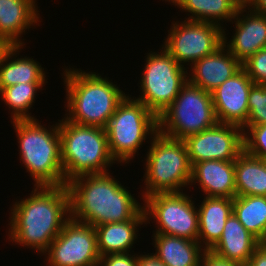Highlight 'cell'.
<instances>
[{
	"label": "cell",
	"instance_id": "1",
	"mask_svg": "<svg viewBox=\"0 0 266 266\" xmlns=\"http://www.w3.org/2000/svg\"><path fill=\"white\" fill-rule=\"evenodd\" d=\"M33 189L12 206L8 239L44 255L70 219V194L66 185Z\"/></svg>",
	"mask_w": 266,
	"mask_h": 266
},
{
	"label": "cell",
	"instance_id": "2",
	"mask_svg": "<svg viewBox=\"0 0 266 266\" xmlns=\"http://www.w3.org/2000/svg\"><path fill=\"white\" fill-rule=\"evenodd\" d=\"M115 179L107 172L68 181L70 217L93 227L132 220L143 206Z\"/></svg>",
	"mask_w": 266,
	"mask_h": 266
},
{
	"label": "cell",
	"instance_id": "3",
	"mask_svg": "<svg viewBox=\"0 0 266 266\" xmlns=\"http://www.w3.org/2000/svg\"><path fill=\"white\" fill-rule=\"evenodd\" d=\"M79 70L67 68L63 73L68 112L64 118L82 126L106 128L126 94L108 78Z\"/></svg>",
	"mask_w": 266,
	"mask_h": 266
},
{
	"label": "cell",
	"instance_id": "4",
	"mask_svg": "<svg viewBox=\"0 0 266 266\" xmlns=\"http://www.w3.org/2000/svg\"><path fill=\"white\" fill-rule=\"evenodd\" d=\"M15 120L20 160L38 186H64L59 123L48 130L39 120Z\"/></svg>",
	"mask_w": 266,
	"mask_h": 266
},
{
	"label": "cell",
	"instance_id": "5",
	"mask_svg": "<svg viewBox=\"0 0 266 266\" xmlns=\"http://www.w3.org/2000/svg\"><path fill=\"white\" fill-rule=\"evenodd\" d=\"M61 160L67 183L88 174L107 173L113 163L105 128L82 126L65 118L59 120Z\"/></svg>",
	"mask_w": 266,
	"mask_h": 266
},
{
	"label": "cell",
	"instance_id": "6",
	"mask_svg": "<svg viewBox=\"0 0 266 266\" xmlns=\"http://www.w3.org/2000/svg\"><path fill=\"white\" fill-rule=\"evenodd\" d=\"M145 163L146 198L156 193L181 192L190 185L192 165L183 140L171 138L159 131L151 138Z\"/></svg>",
	"mask_w": 266,
	"mask_h": 266
},
{
	"label": "cell",
	"instance_id": "7",
	"mask_svg": "<svg viewBox=\"0 0 266 266\" xmlns=\"http://www.w3.org/2000/svg\"><path fill=\"white\" fill-rule=\"evenodd\" d=\"M105 129L112 158L129 164L147 136L152 138L158 132V117L144 103L127 95Z\"/></svg>",
	"mask_w": 266,
	"mask_h": 266
},
{
	"label": "cell",
	"instance_id": "8",
	"mask_svg": "<svg viewBox=\"0 0 266 266\" xmlns=\"http://www.w3.org/2000/svg\"><path fill=\"white\" fill-rule=\"evenodd\" d=\"M216 123L212 94L187 82L172 104L158 117V131L184 140Z\"/></svg>",
	"mask_w": 266,
	"mask_h": 266
},
{
	"label": "cell",
	"instance_id": "9",
	"mask_svg": "<svg viewBox=\"0 0 266 266\" xmlns=\"http://www.w3.org/2000/svg\"><path fill=\"white\" fill-rule=\"evenodd\" d=\"M144 68L139 83L141 96L135 99L159 117L188 82V72L163 47L158 53H148Z\"/></svg>",
	"mask_w": 266,
	"mask_h": 266
},
{
	"label": "cell",
	"instance_id": "10",
	"mask_svg": "<svg viewBox=\"0 0 266 266\" xmlns=\"http://www.w3.org/2000/svg\"><path fill=\"white\" fill-rule=\"evenodd\" d=\"M143 200L146 223L155 219V233L198 241V208L186 193H156Z\"/></svg>",
	"mask_w": 266,
	"mask_h": 266
},
{
	"label": "cell",
	"instance_id": "11",
	"mask_svg": "<svg viewBox=\"0 0 266 266\" xmlns=\"http://www.w3.org/2000/svg\"><path fill=\"white\" fill-rule=\"evenodd\" d=\"M178 23H172L162 47L182 67L187 62L193 65L223 44V28L218 25L191 20Z\"/></svg>",
	"mask_w": 266,
	"mask_h": 266
},
{
	"label": "cell",
	"instance_id": "12",
	"mask_svg": "<svg viewBox=\"0 0 266 266\" xmlns=\"http://www.w3.org/2000/svg\"><path fill=\"white\" fill-rule=\"evenodd\" d=\"M46 252L48 266H98L95 227L70 217Z\"/></svg>",
	"mask_w": 266,
	"mask_h": 266
},
{
	"label": "cell",
	"instance_id": "13",
	"mask_svg": "<svg viewBox=\"0 0 266 266\" xmlns=\"http://www.w3.org/2000/svg\"><path fill=\"white\" fill-rule=\"evenodd\" d=\"M243 129L239 126L216 123L183 141L191 165L204 160L235 161L244 151Z\"/></svg>",
	"mask_w": 266,
	"mask_h": 266
},
{
	"label": "cell",
	"instance_id": "14",
	"mask_svg": "<svg viewBox=\"0 0 266 266\" xmlns=\"http://www.w3.org/2000/svg\"><path fill=\"white\" fill-rule=\"evenodd\" d=\"M253 85L246 71L241 68L211 92L218 123L232 124L241 128L247 123L248 95Z\"/></svg>",
	"mask_w": 266,
	"mask_h": 266
},
{
	"label": "cell",
	"instance_id": "15",
	"mask_svg": "<svg viewBox=\"0 0 266 266\" xmlns=\"http://www.w3.org/2000/svg\"><path fill=\"white\" fill-rule=\"evenodd\" d=\"M249 7L248 5H241L238 8L236 16L233 18L236 22L235 33L229 42H227L223 29L224 46L241 64L257 51L265 49L266 46V16L255 12L251 6Z\"/></svg>",
	"mask_w": 266,
	"mask_h": 266
},
{
	"label": "cell",
	"instance_id": "16",
	"mask_svg": "<svg viewBox=\"0 0 266 266\" xmlns=\"http://www.w3.org/2000/svg\"><path fill=\"white\" fill-rule=\"evenodd\" d=\"M242 68V64L222 44L208 56L191 65L188 82L212 92Z\"/></svg>",
	"mask_w": 266,
	"mask_h": 266
},
{
	"label": "cell",
	"instance_id": "17",
	"mask_svg": "<svg viewBox=\"0 0 266 266\" xmlns=\"http://www.w3.org/2000/svg\"><path fill=\"white\" fill-rule=\"evenodd\" d=\"M199 183L206 197L236 196L234 161L204 160L192 166L191 182Z\"/></svg>",
	"mask_w": 266,
	"mask_h": 266
},
{
	"label": "cell",
	"instance_id": "18",
	"mask_svg": "<svg viewBox=\"0 0 266 266\" xmlns=\"http://www.w3.org/2000/svg\"><path fill=\"white\" fill-rule=\"evenodd\" d=\"M35 3L36 0H0V37L12 46H24L21 35L40 21Z\"/></svg>",
	"mask_w": 266,
	"mask_h": 266
},
{
	"label": "cell",
	"instance_id": "19",
	"mask_svg": "<svg viewBox=\"0 0 266 266\" xmlns=\"http://www.w3.org/2000/svg\"><path fill=\"white\" fill-rule=\"evenodd\" d=\"M261 242L252 235L231 213L219 241L210 249L215 255L246 265Z\"/></svg>",
	"mask_w": 266,
	"mask_h": 266
},
{
	"label": "cell",
	"instance_id": "20",
	"mask_svg": "<svg viewBox=\"0 0 266 266\" xmlns=\"http://www.w3.org/2000/svg\"><path fill=\"white\" fill-rule=\"evenodd\" d=\"M198 207V241L205 250H210L221 238L226 221L233 212V199L205 197Z\"/></svg>",
	"mask_w": 266,
	"mask_h": 266
},
{
	"label": "cell",
	"instance_id": "21",
	"mask_svg": "<svg viewBox=\"0 0 266 266\" xmlns=\"http://www.w3.org/2000/svg\"><path fill=\"white\" fill-rule=\"evenodd\" d=\"M143 223H146V219L142 209L132 220L95 226L100 257L108 254L129 253L138 237L137 229Z\"/></svg>",
	"mask_w": 266,
	"mask_h": 266
},
{
	"label": "cell",
	"instance_id": "22",
	"mask_svg": "<svg viewBox=\"0 0 266 266\" xmlns=\"http://www.w3.org/2000/svg\"><path fill=\"white\" fill-rule=\"evenodd\" d=\"M155 253L166 266H200L202 249L199 241L154 233Z\"/></svg>",
	"mask_w": 266,
	"mask_h": 266
},
{
	"label": "cell",
	"instance_id": "23",
	"mask_svg": "<svg viewBox=\"0 0 266 266\" xmlns=\"http://www.w3.org/2000/svg\"><path fill=\"white\" fill-rule=\"evenodd\" d=\"M21 47L12 46L0 63V91L20 83H45L46 72L39 62L29 57L16 59Z\"/></svg>",
	"mask_w": 266,
	"mask_h": 266
},
{
	"label": "cell",
	"instance_id": "24",
	"mask_svg": "<svg viewBox=\"0 0 266 266\" xmlns=\"http://www.w3.org/2000/svg\"><path fill=\"white\" fill-rule=\"evenodd\" d=\"M236 196H266V160L243 151L234 161Z\"/></svg>",
	"mask_w": 266,
	"mask_h": 266
},
{
	"label": "cell",
	"instance_id": "25",
	"mask_svg": "<svg viewBox=\"0 0 266 266\" xmlns=\"http://www.w3.org/2000/svg\"><path fill=\"white\" fill-rule=\"evenodd\" d=\"M175 4L182 11L189 12L186 20L213 23L221 26V21L233 22L238 8L242 5L238 0H165ZM221 20V21H220Z\"/></svg>",
	"mask_w": 266,
	"mask_h": 266
},
{
	"label": "cell",
	"instance_id": "26",
	"mask_svg": "<svg viewBox=\"0 0 266 266\" xmlns=\"http://www.w3.org/2000/svg\"><path fill=\"white\" fill-rule=\"evenodd\" d=\"M233 214L261 243H266V196H235Z\"/></svg>",
	"mask_w": 266,
	"mask_h": 266
},
{
	"label": "cell",
	"instance_id": "27",
	"mask_svg": "<svg viewBox=\"0 0 266 266\" xmlns=\"http://www.w3.org/2000/svg\"><path fill=\"white\" fill-rule=\"evenodd\" d=\"M45 83H20L10 87H5L0 91L2 101L6 106L12 109V120H33L34 116H30L31 109L37 91L42 89ZM28 110V111H27Z\"/></svg>",
	"mask_w": 266,
	"mask_h": 266
},
{
	"label": "cell",
	"instance_id": "28",
	"mask_svg": "<svg viewBox=\"0 0 266 266\" xmlns=\"http://www.w3.org/2000/svg\"><path fill=\"white\" fill-rule=\"evenodd\" d=\"M242 129L244 131V151L254 157L266 160V124L244 125Z\"/></svg>",
	"mask_w": 266,
	"mask_h": 266
},
{
	"label": "cell",
	"instance_id": "29",
	"mask_svg": "<svg viewBox=\"0 0 266 266\" xmlns=\"http://www.w3.org/2000/svg\"><path fill=\"white\" fill-rule=\"evenodd\" d=\"M249 115L245 125L266 124V85L254 84L248 95Z\"/></svg>",
	"mask_w": 266,
	"mask_h": 266
},
{
	"label": "cell",
	"instance_id": "30",
	"mask_svg": "<svg viewBox=\"0 0 266 266\" xmlns=\"http://www.w3.org/2000/svg\"><path fill=\"white\" fill-rule=\"evenodd\" d=\"M242 68L257 85H266V49L257 51L242 63Z\"/></svg>",
	"mask_w": 266,
	"mask_h": 266
},
{
	"label": "cell",
	"instance_id": "31",
	"mask_svg": "<svg viewBox=\"0 0 266 266\" xmlns=\"http://www.w3.org/2000/svg\"><path fill=\"white\" fill-rule=\"evenodd\" d=\"M131 255V253L104 255L100 257L98 266H138V255L135 253Z\"/></svg>",
	"mask_w": 266,
	"mask_h": 266
},
{
	"label": "cell",
	"instance_id": "32",
	"mask_svg": "<svg viewBox=\"0 0 266 266\" xmlns=\"http://www.w3.org/2000/svg\"><path fill=\"white\" fill-rule=\"evenodd\" d=\"M201 258L200 266H244L240 263L223 259L210 250H205Z\"/></svg>",
	"mask_w": 266,
	"mask_h": 266
},
{
	"label": "cell",
	"instance_id": "33",
	"mask_svg": "<svg viewBox=\"0 0 266 266\" xmlns=\"http://www.w3.org/2000/svg\"><path fill=\"white\" fill-rule=\"evenodd\" d=\"M245 266H266V243H261Z\"/></svg>",
	"mask_w": 266,
	"mask_h": 266
},
{
	"label": "cell",
	"instance_id": "34",
	"mask_svg": "<svg viewBox=\"0 0 266 266\" xmlns=\"http://www.w3.org/2000/svg\"><path fill=\"white\" fill-rule=\"evenodd\" d=\"M138 266H166L153 253L138 256Z\"/></svg>",
	"mask_w": 266,
	"mask_h": 266
},
{
	"label": "cell",
	"instance_id": "35",
	"mask_svg": "<svg viewBox=\"0 0 266 266\" xmlns=\"http://www.w3.org/2000/svg\"><path fill=\"white\" fill-rule=\"evenodd\" d=\"M248 6H252L255 12L266 16V0H251Z\"/></svg>",
	"mask_w": 266,
	"mask_h": 266
},
{
	"label": "cell",
	"instance_id": "36",
	"mask_svg": "<svg viewBox=\"0 0 266 266\" xmlns=\"http://www.w3.org/2000/svg\"><path fill=\"white\" fill-rule=\"evenodd\" d=\"M11 47L12 45L6 39L0 37V63Z\"/></svg>",
	"mask_w": 266,
	"mask_h": 266
},
{
	"label": "cell",
	"instance_id": "37",
	"mask_svg": "<svg viewBox=\"0 0 266 266\" xmlns=\"http://www.w3.org/2000/svg\"><path fill=\"white\" fill-rule=\"evenodd\" d=\"M242 5H248L251 0H238Z\"/></svg>",
	"mask_w": 266,
	"mask_h": 266
}]
</instances>
